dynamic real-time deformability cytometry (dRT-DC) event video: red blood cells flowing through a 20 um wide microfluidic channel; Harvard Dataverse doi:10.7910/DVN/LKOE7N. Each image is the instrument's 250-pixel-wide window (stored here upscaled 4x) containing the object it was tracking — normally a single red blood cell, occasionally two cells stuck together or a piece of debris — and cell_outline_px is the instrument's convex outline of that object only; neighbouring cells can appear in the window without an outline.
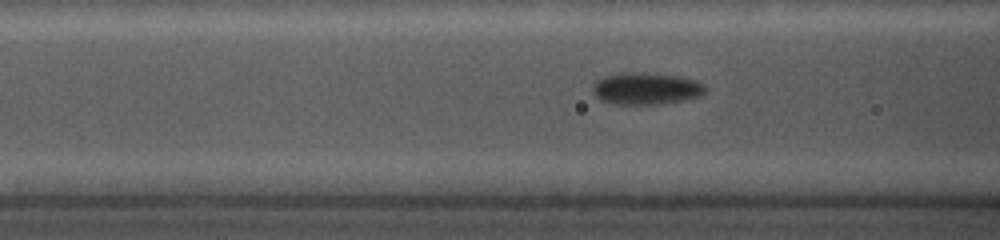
{"species": "common noctule bat (a hibernating species)", "species_latin": "Nyctalus noctula", "temperature_condition": "cold", "stored_images_in_passage": 10, "camera_frame_rate_fps": 5000, "um_per_image_px": 0.085, "animal": {"sex": "female", "body_mass_g": 19.0, "forearm_length_mm": 56.7}, "frame": {"image": 1, "passage_image": 9, "time_ms": 2.4, "image_size_px": [1000, 240], "cell_outline_px": [[704, 92], [700, 96], [660, 104], [612, 104], [600, 100], [592, 92], [592, 84], [596, 80], [604, 76], [624, 72], [644, 72], [680, 76], [696, 80], [704, 84]], "centroid_in_image_um": [54.86, 7.51], "position_along_channel_um": 111.7, "area_um2": 21.1}}